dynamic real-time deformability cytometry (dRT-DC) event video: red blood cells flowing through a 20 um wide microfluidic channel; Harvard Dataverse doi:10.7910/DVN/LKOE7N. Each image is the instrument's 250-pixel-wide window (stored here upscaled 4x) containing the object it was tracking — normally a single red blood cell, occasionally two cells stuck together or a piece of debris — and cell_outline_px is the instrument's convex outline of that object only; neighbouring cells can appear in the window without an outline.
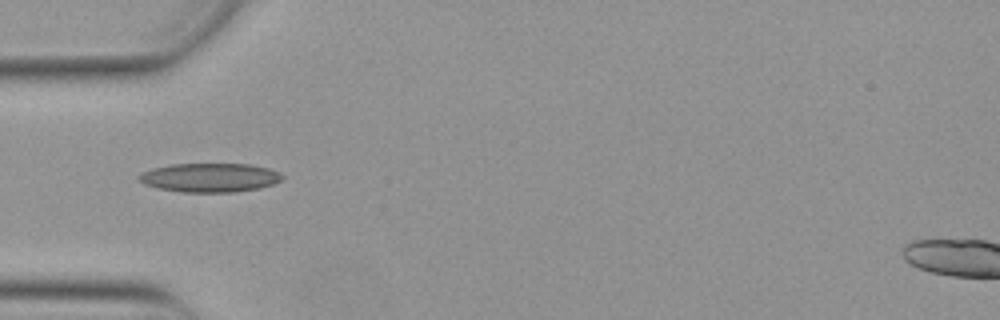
{"species": "Egyptian fruit bat (a non-hibernating species)", "species_latin": "Rousettus aegyptiacus", "temperature_condition": "warm", "stored_images_in_passage": 6, "camera_frame_rate_fps": 3000, "um_per_image_px": 0.085, "animal": {"sex": "female"}, "frame": {"image": 1, "passage_image": 1, "time_ms": 0.0, "image_size_px": [1000, 320], "cell_outline_px": [[284, 176], [280, 180], [272, 184], [260, 188], [232, 192], [184, 192], [156, 188], [144, 184], [136, 180], [136, 176], [140, 172], [152, 168], [172, 164], [252, 164], [268, 168], [280, 172]], "centroid_in_image_um": [17.78, 15.09], "position_along_channel_um": 67.2, "area_um2": 24.39}}